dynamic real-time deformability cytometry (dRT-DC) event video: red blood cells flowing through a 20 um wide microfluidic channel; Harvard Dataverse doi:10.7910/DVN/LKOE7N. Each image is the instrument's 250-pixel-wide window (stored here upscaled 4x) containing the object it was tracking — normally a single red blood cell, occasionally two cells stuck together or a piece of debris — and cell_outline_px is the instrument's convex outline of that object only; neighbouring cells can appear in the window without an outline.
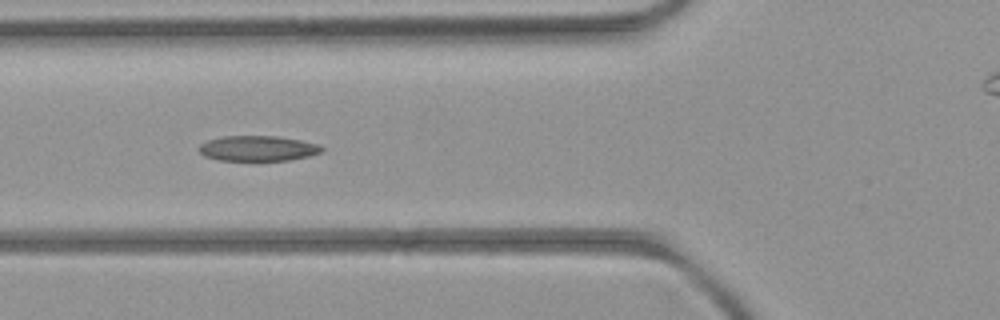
{"species": "common noctule bat (a hibernating species)", "species_latin": "Nyctalus noctula", "temperature_condition": "room temperature", "stored_images_in_passage": 7, "camera_frame_rate_fps": 3000, "um_per_image_px": 0.085, "animal": {"sex": "female", "body_mass_g": 21.9}, "frame": {"image": 1, "passage_image": 5, "time_ms": 5.333, "image_size_px": [1000, 320], "cell_outline_px": [[324, 148], [320, 152], [308, 156], [288, 160], [256, 164], [220, 160], [204, 156], [200, 152], [200, 144], [208, 140], [224, 136], [280, 136], [320, 144]], "centroid_in_image_um": [21.92, 12.66], "position_along_channel_um": 103.9, "area_um2": 18.96}}
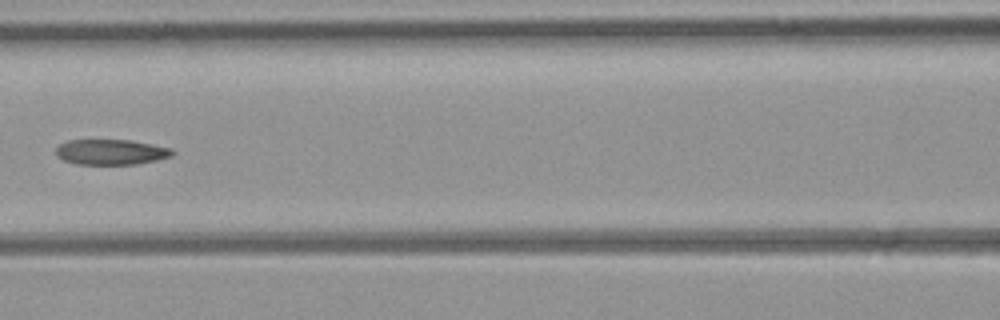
{"frame": {"image": 2, "passage_image": 6, "time_ms": 6.667, "image_size_px": [1000, 320], "cell_outline_px": [[176, 152], [172, 156], [156, 160], [136, 164], [76, 164], [64, 160], [56, 156], [56, 148], [60, 144], [68, 140], [128, 140], [152, 144], [172, 148]], "centroid_in_image_um": [9.45, 12.92], "position_along_channel_um": 157.2, "area_um2": 17.22}}
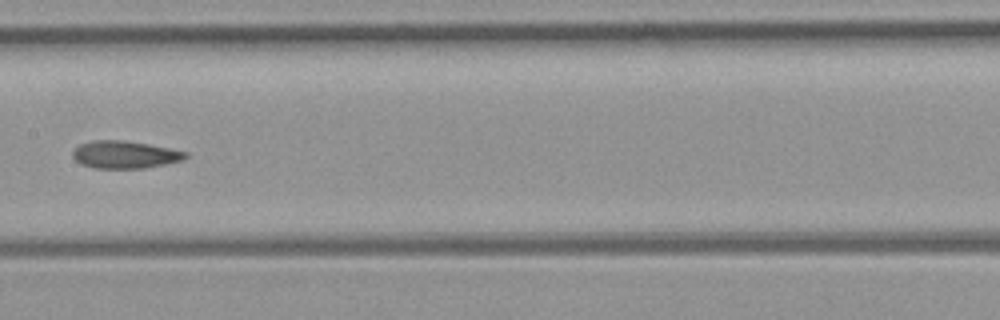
{"frame": {"image": 3, "passage_image": 7, "time_ms": 7.667, "image_size_px": [1000, 320], "cell_outline_px": [[188, 156], [180, 160], [164, 164], [144, 168], [96, 168], [80, 164], [72, 156], [72, 152], [80, 144], [92, 140], [120, 140], [148, 144], [188, 152]], "centroid_in_image_um": [10.58, 13.14], "position_along_channel_um": 196.8, "area_um2": 17.86}}